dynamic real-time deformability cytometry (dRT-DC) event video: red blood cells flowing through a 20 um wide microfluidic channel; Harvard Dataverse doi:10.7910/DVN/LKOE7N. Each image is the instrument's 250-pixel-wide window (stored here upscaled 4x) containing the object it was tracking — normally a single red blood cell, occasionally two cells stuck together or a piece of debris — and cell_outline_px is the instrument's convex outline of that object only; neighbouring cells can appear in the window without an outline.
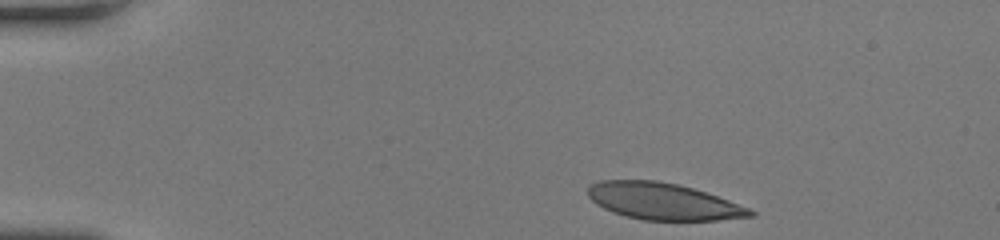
{"species": "human", "species_latin": "Homo sapiens", "temperature_condition": "room temperature", "stored_images_in_passage": 7, "camera_frame_rate_fps": 3000, "um_per_image_px": 0.085, "donor": {"sex": "female"}, "frame": {"image": 1, "passage_image": 1, "time_ms": 0.0, "image_size_px": [1000, 240], "cell_outline_px": [[756, 216], [716, 220], [644, 220], [628, 216], [604, 208], [596, 204], [588, 196], [588, 184], [600, 180], [656, 180], [676, 184], [692, 188], [728, 200], [748, 208], [756, 212]], "centroid_in_image_um": [56.35, 17.11], "position_along_channel_um": 28.7, "area_um2": 34.39}}